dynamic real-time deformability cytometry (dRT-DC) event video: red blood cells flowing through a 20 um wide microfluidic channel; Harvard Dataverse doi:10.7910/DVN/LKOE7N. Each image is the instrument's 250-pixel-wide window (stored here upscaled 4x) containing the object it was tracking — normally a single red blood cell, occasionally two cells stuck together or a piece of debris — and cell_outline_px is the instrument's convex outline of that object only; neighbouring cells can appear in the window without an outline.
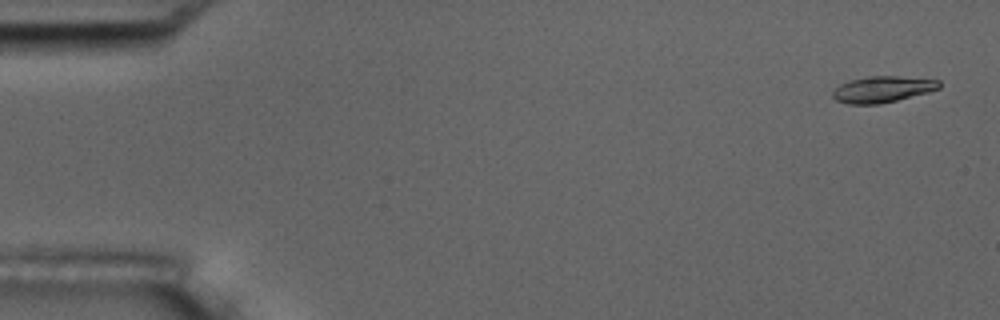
{"species": "common noctule bat (a hibernating species)", "species_latin": "Nyctalus noctula", "temperature_condition": "room temperature", "stored_images_in_passage": 5, "camera_frame_rate_fps": 3000, "um_per_image_px": 0.085, "animal": {"sex": "male", "body_mass_g": 17.5, "forearm_length_mm": 52.3}, "frame": {"image": 1, "passage_image": 1, "time_ms": 0.0, "image_size_px": [1000, 320], "cell_outline_px": [[940, 88], [928, 92], [880, 104], [848, 104], [836, 100], [832, 96], [832, 92], [840, 84], [852, 80], [868, 76], [896, 76], [940, 80]], "centroid_in_image_um": [75.0, 7.59], "position_along_channel_um": 10.0, "area_um2": 16.13}}
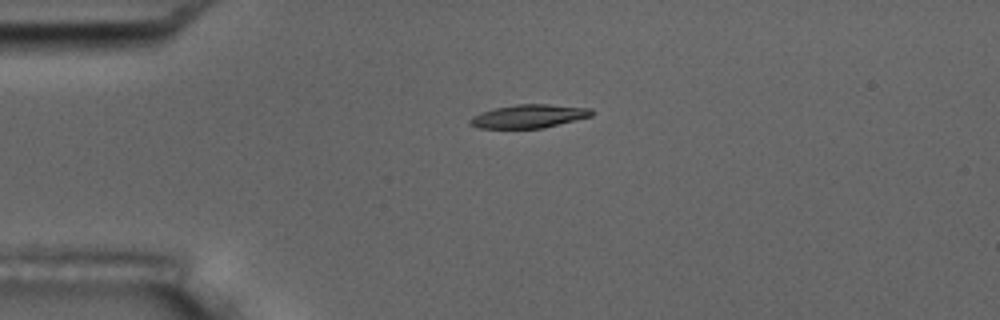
{"frame": {"image": 2, "passage_image": 4, "time_ms": 3.667, "image_size_px": [1000, 320], "cell_outline_px": [[592, 116], [544, 128], [480, 128], [468, 124], [468, 120], [472, 116], [496, 108], [516, 104], [548, 104], [592, 108]], "centroid_in_image_um": [44.96, 9.88], "position_along_channel_um": 40.0, "area_um2": 16.53}}